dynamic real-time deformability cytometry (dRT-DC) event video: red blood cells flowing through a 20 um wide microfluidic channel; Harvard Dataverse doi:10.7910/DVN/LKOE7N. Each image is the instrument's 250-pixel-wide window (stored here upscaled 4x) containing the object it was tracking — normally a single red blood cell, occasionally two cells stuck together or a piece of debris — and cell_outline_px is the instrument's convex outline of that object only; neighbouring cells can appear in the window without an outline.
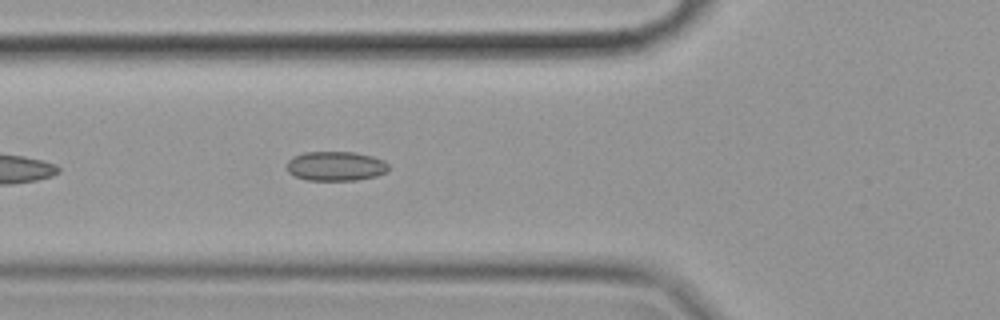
{"species": "common noctule bat (a hibernating species)", "species_latin": "Nyctalus noctula", "temperature_condition": "cold", "stored_images_in_passage": 43, "camera_frame_rate_fps": 3000, "um_per_image_px": 0.085, "animal": {"sex": "female", "body_mass_g": 19.9}, "frame": {"image": 1, "passage_image": 7, "time_ms": 2.0, "image_size_px": [1000, 320], "cell_outline_px": [[388, 168], [384, 172], [376, 176], [356, 180], [308, 180], [296, 176], [288, 172], [288, 160], [292, 156], [304, 152], [356, 152], [372, 156], [384, 160], [388, 164]], "centroid_in_image_um": [28.53, 14.11], "position_along_channel_um": 97.3, "area_um2": 17.4}}
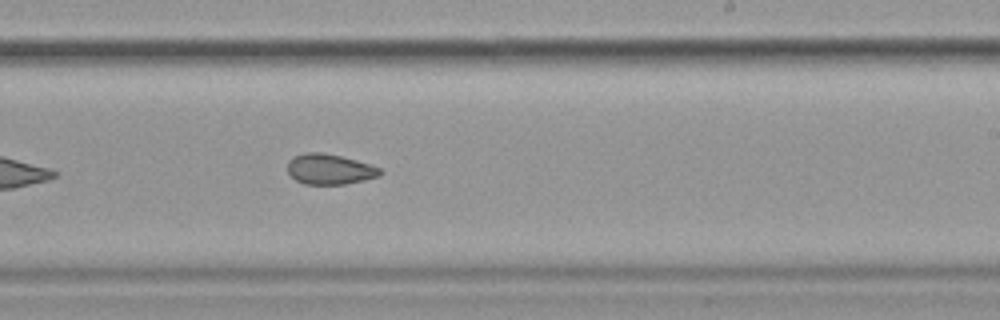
{"frame": {"image": 2, "passage_image": 21, "time_ms": 6.667, "image_size_px": [1000, 320], "cell_outline_px": [[384, 172], [380, 176], [364, 180], [344, 184], [304, 184], [296, 180], [288, 172], [288, 160], [292, 156], [304, 152], [320, 152], [340, 156], [356, 160], [380, 168]], "centroid_in_image_um": [28.01, 14.38], "position_along_channel_um": 261.0, "area_um2": 16.42}}
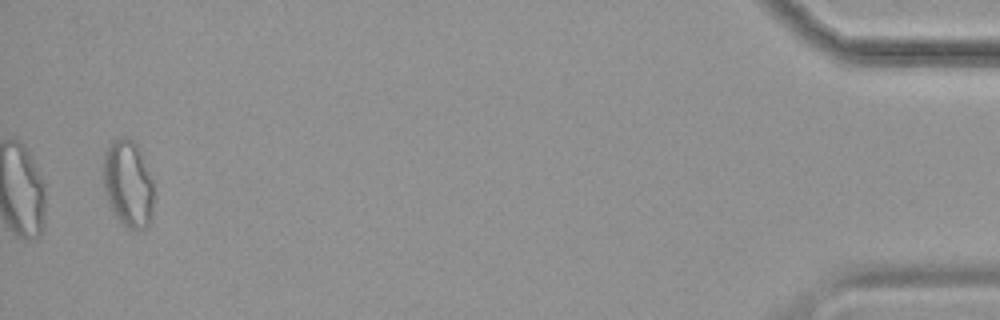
{"frame": {"image": 3, "passage_image": 42, "time_ms": 13.667, "image_size_px": [1000, 320], "cell_outline_px": [[156, 196], [152, 220], [148, 228], [136, 232], [124, 228], [120, 224], [112, 212], [104, 192], [104, 152], [108, 144], [112, 140], [120, 136], [124, 136], [132, 140], [136, 144], [144, 160], [152, 180]], "centroid_in_image_um": [10.92, 15.71], "position_along_channel_um": 424.3, "area_um2": 26.76}, "authors_computed_cell_mechanics": {"area_um2": 17.5712, "velocity_mm_per_s": 3.513, "shape_relaxation_time_tau1_ms": null, "shape_relaxation_time_tau2_ms": 2.3561, "deformation_change_tau1": null, "deformation_change_tau2": 0.0747}}